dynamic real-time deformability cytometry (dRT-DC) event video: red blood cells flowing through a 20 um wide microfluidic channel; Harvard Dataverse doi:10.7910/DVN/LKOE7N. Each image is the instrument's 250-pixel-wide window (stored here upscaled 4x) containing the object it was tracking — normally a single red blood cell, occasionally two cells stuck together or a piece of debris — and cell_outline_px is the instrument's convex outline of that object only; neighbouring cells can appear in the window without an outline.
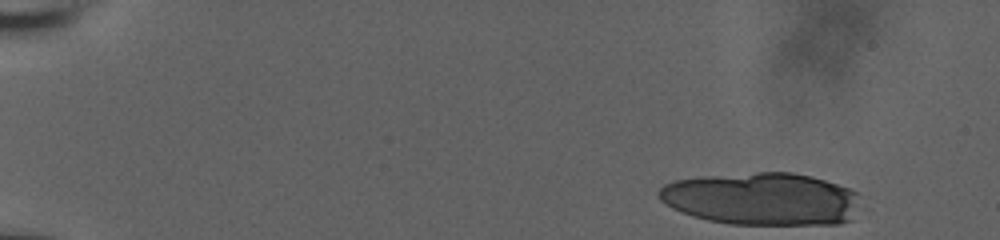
{"species": "human", "species_latin": "Homo sapiens", "temperature_condition": "room temperature", "stored_images_in_passage": 16, "camera_frame_rate_fps": 3000, "um_per_image_px": 0.085, "donor": {"sex": "male"}, "frame": {"image": 1, "passage_image": 1, "time_ms": 0.0, "image_size_px": [1000, 240], "cell_outline_px": [[856, 192], [852, 220], [840, 224], [728, 224], [708, 220], [692, 216], [680, 212], [672, 208], [660, 200], [656, 192], [664, 184], [676, 180], [708, 176], [760, 172], [792, 172], [812, 176], [848, 188]], "centroid_in_image_um": [64.69, 16.91], "position_along_channel_um": 20.3, "area_um2": 61.38}}